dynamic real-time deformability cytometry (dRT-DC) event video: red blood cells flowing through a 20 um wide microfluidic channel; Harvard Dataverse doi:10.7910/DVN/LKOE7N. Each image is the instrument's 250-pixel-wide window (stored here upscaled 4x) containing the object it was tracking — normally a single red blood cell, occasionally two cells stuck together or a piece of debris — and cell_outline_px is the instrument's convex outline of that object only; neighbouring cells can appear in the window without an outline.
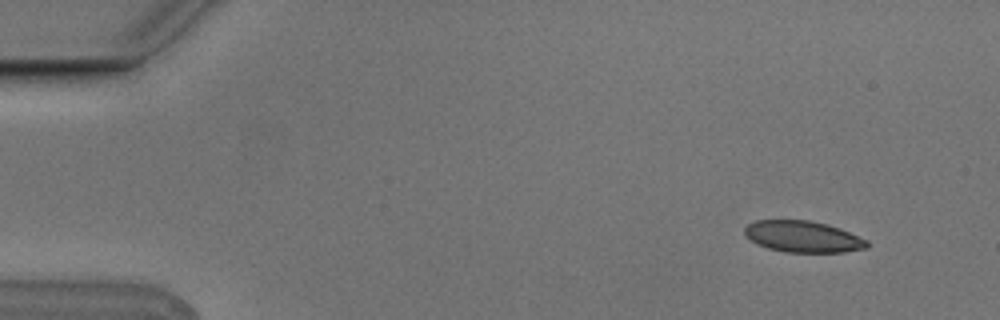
{"species": "Egyptian fruit bat (a non-hibernating species)", "species_latin": "Rousettus aegyptiacus", "temperature_condition": "cold", "stored_images_in_passage": 4, "camera_frame_rate_fps": 3000, "um_per_image_px": 0.085, "animal": {"sex": "male"}, "frame": {"image": 1, "passage_image": 1, "time_ms": 0.0, "image_size_px": [1000, 320], "cell_outline_px": [[868, 248], [844, 252], [784, 252], [768, 248], [756, 244], [744, 232], [744, 228], [748, 224], [756, 220], [808, 220], [828, 224], [840, 228], [868, 240]], "centroid_in_image_um": [68.27, 20.11], "position_along_channel_um": 16.7, "area_um2": 22.43}}
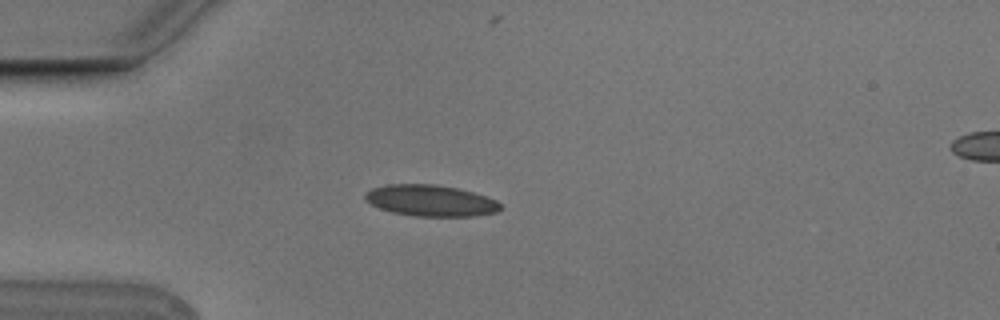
{"frame": {"image": 2, "passage_image": 4, "time_ms": 1.0, "image_size_px": [1000, 320], "cell_outline_px": [[504, 208], [496, 212], [472, 216], [412, 216], [392, 212], [380, 208], [372, 204], [364, 196], [364, 192], [372, 188], [388, 184], [436, 184], [456, 188], [472, 192], [496, 200]], "centroid_in_image_um": [36.6, 17.05], "position_along_channel_um": 48.4, "area_um2": 24.57}}